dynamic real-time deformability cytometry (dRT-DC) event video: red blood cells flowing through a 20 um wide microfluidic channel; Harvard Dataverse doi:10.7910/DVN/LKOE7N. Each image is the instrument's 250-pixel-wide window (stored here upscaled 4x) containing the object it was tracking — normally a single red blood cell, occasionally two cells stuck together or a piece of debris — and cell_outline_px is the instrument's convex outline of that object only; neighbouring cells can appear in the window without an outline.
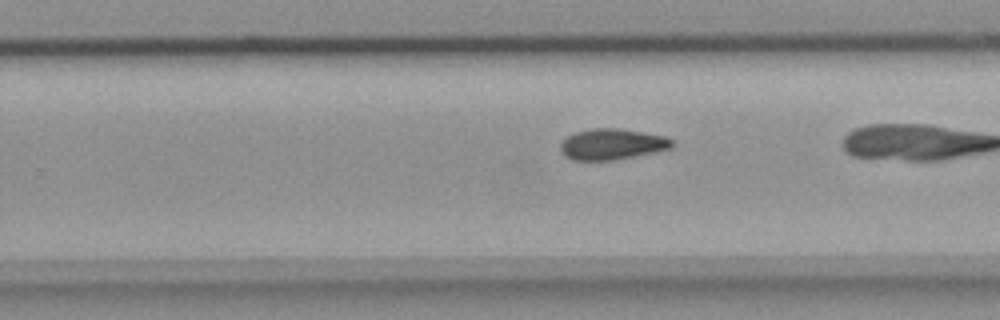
{"species": "common noctule bat (a hibernating species)", "species_latin": "Nyctalus noctula", "temperature_condition": "room temperature", "stored_images_in_passage": 37, "camera_frame_rate_fps": 3000, "um_per_image_px": 0.085, "animal": {"sex": "female", "body_mass_g": 18.4}, "frame": {"image": 1, "passage_image": 30, "time_ms": 9.667, "image_size_px": [1000, 320], "cell_outline_px": [[676, 144], [672, 148], [656, 152], [616, 160], [572, 160], [564, 156], [560, 148], [560, 144], [568, 136], [576, 132], [592, 128], [620, 128], [664, 136], [672, 140]], "centroid_in_image_um": [52.05, 12.26], "position_along_channel_um": 277.8, "area_um2": 20.23}}